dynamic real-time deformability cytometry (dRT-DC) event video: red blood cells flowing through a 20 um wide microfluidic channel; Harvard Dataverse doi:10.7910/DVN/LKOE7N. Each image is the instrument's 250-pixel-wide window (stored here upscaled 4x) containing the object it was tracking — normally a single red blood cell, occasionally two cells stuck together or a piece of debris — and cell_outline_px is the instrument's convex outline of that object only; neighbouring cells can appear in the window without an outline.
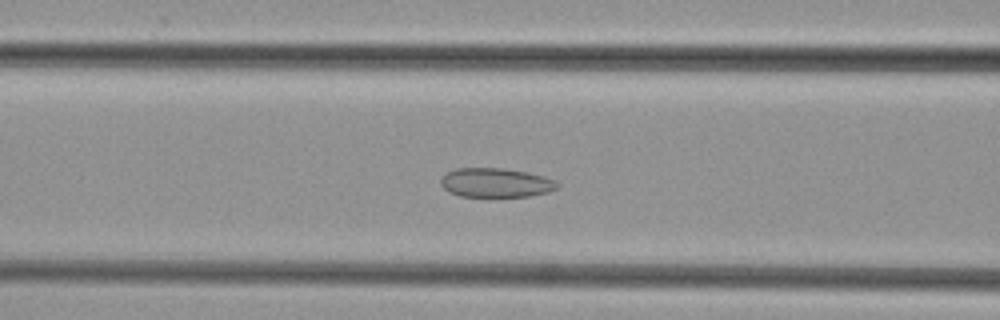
{"species": "common noctule bat (a hibernating species)", "species_latin": "Nyctalus noctula", "temperature_condition": "cold", "stored_images_in_passage": 46, "camera_frame_rate_fps": 3000, "um_per_image_px": 0.085, "animal": {"sex": "female", "body_mass_g": 29.2, "forearm_length_mm": 56.3}, "frame": {"image": 1, "passage_image": 17, "time_ms": 5.333, "image_size_px": [1000, 320], "cell_outline_px": [[560, 184], [556, 188], [548, 192], [532, 196], [460, 196], [448, 192], [440, 184], [440, 180], [448, 172], [456, 168], [504, 168], [528, 172], [544, 176], [556, 180]], "centroid_in_image_um": [42.17, 15.52], "position_along_channel_um": 124.4, "area_um2": 19.88}}
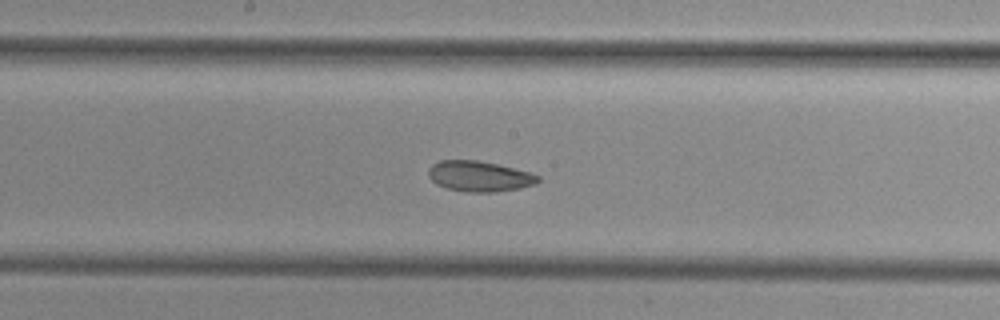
{"frame": {"image": 2, "passage_image": 23, "time_ms": 7.333, "image_size_px": [1000, 320], "cell_outline_px": [[540, 180], [536, 184], [520, 188], [496, 192], [468, 192], [448, 188], [436, 184], [428, 176], [428, 168], [432, 164], [440, 160], [476, 160], [496, 164], [532, 172], [540, 176]], "centroid_in_image_um": [40.76, 14.98], "position_along_channel_um": 207.4, "area_um2": 19.59}}
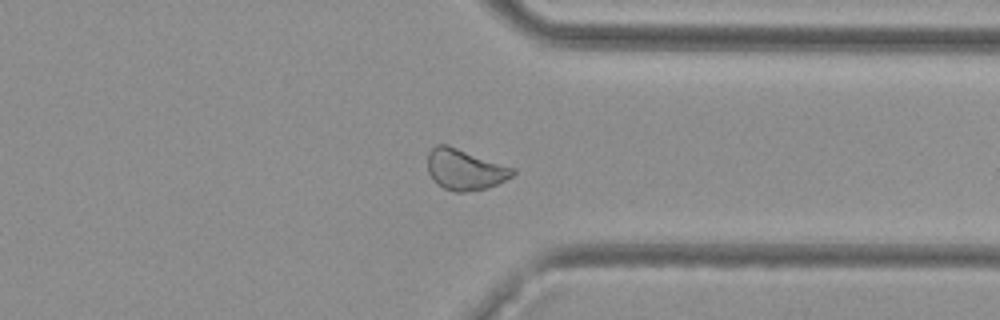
{"frame": {"image": 3, "passage_image": 35, "time_ms": 11.333, "image_size_px": [1000, 320], "cell_outline_px": [[516, 172], [512, 176], [488, 188], [464, 192], [456, 192], [444, 188], [436, 184], [432, 180], [428, 172], [428, 152], [436, 144], [448, 144], [516, 168]], "centroid_in_image_um": [39.51, 14.39], "position_along_channel_um": 371.9, "area_um2": 20.52}}